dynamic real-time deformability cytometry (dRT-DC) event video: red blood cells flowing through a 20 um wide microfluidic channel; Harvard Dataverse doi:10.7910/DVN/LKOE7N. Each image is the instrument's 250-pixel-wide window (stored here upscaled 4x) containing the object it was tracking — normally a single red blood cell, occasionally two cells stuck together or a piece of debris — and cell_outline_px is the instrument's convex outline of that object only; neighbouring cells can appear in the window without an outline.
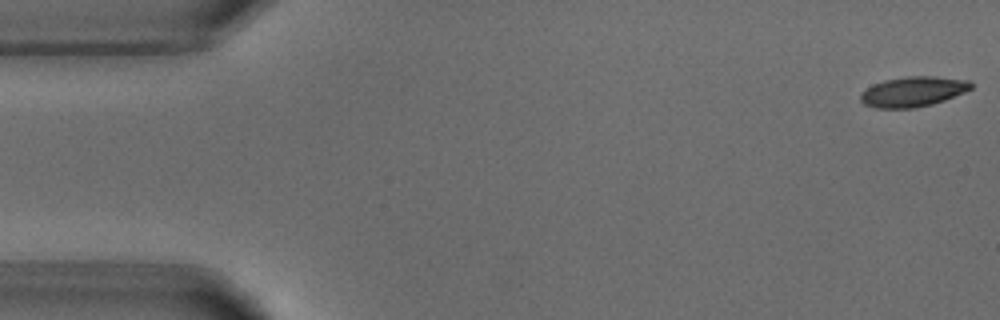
{"species": "common noctule bat (a hibernating species)", "species_latin": "Nyctalus noctula", "temperature_condition": "warm", "stored_images_in_passage": 8, "camera_frame_rate_fps": 3000, "um_per_image_px": 0.085, "animal": {"sex": "male", "body_mass_g": 18.8}, "frame": {"image": 1, "passage_image": 1, "time_ms": 0.0, "image_size_px": [1000, 320], "cell_outline_px": [[972, 88], [964, 92], [944, 100], [932, 104], [916, 108], [876, 108], [864, 104], [860, 100], [860, 92], [872, 84], [884, 80], [908, 76], [932, 76], [968, 80], [972, 84]], "centroid_in_image_um": [77.56, 7.79], "position_along_channel_um": 7.4, "area_um2": 19.42}}
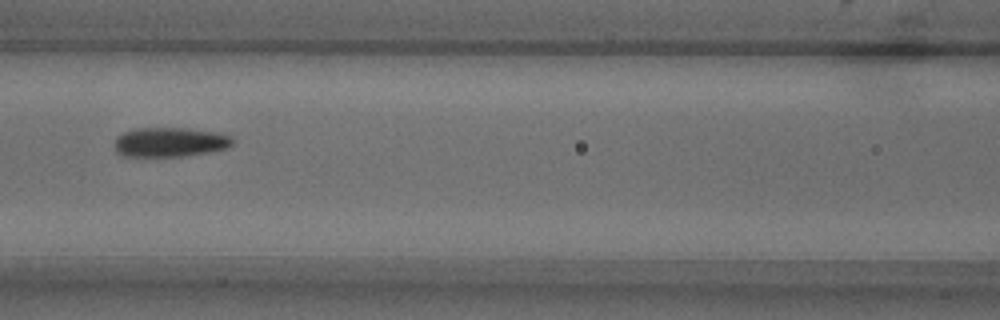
{"frame": {"image": 2, "passage_image": 6, "time_ms": 7.0, "image_size_px": [1000, 320], "cell_outline_px": [[232, 144], [228, 148], [212, 152], [184, 156], [120, 156], [116, 152], [116, 136], [124, 132], [136, 128], [188, 128], [220, 132], [232, 136]], "centroid_in_image_um": [14.48, 12.08], "position_along_channel_um": 152.1, "area_um2": 20.52}}
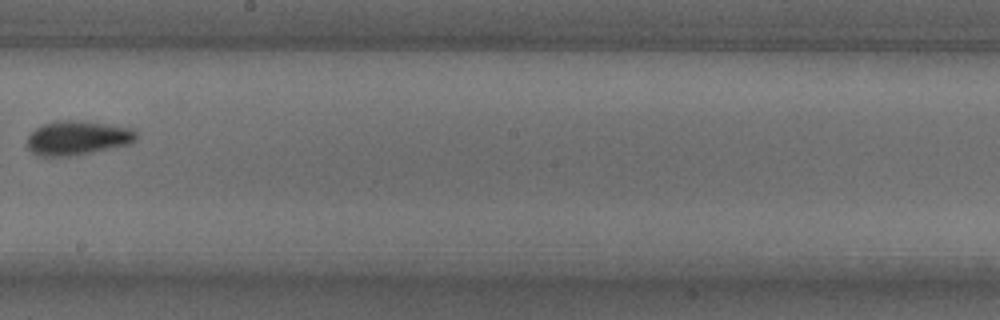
{"frame": {"image": 3, "passage_image": 8, "time_ms": 9.333, "image_size_px": [1000, 320], "cell_outline_px": [[140, 136], [136, 140], [128, 144], [92, 152], [68, 156], [36, 156], [28, 148], [28, 136], [36, 128], [44, 124], [64, 120], [76, 120], [132, 128]], "centroid_in_image_um": [6.6, 11.73], "position_along_channel_um": 241.6, "area_um2": 21.5}}